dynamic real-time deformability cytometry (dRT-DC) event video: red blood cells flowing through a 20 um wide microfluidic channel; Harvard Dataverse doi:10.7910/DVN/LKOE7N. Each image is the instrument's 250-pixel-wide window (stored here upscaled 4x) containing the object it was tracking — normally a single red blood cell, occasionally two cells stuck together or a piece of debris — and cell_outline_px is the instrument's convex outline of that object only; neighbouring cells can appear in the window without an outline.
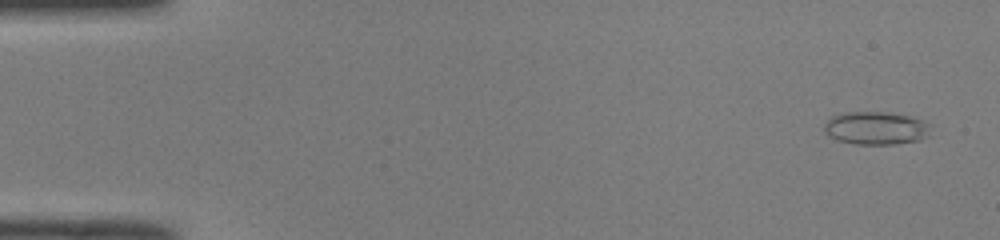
{"species": "common noctule bat (a hibernating species)", "species_latin": "Nyctalus noctula", "temperature_condition": "room temperature", "stored_images_in_passage": 51, "camera_frame_rate_fps": 3000, "um_per_image_px": 0.085, "animal": {"sex": "male", "body_mass_g": 19.0, "forearm_length_mm": 50.8}, "frame": {"image": 1, "passage_image": 3, "time_ms": 0.667, "image_size_px": [1000, 240], "cell_outline_px": [[932, 136], [920, 140], [896, 144], [856, 144], [836, 140], [828, 136], [824, 132], [824, 124], [832, 116], [844, 112], [888, 112], [912, 116], [932, 124]], "centroid_in_image_um": [74.52, 10.89], "position_along_channel_um": 10.5, "area_um2": 21.04}}
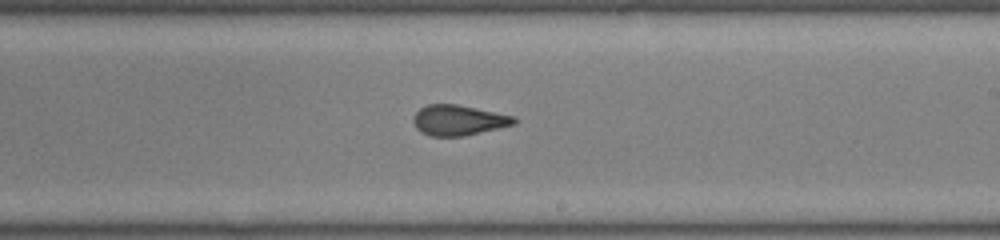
{"frame": {"image": 2, "passage_image": 31, "time_ms": 10.0, "image_size_px": [1000, 240], "cell_outline_px": [[516, 124], [464, 136], [432, 136], [420, 132], [416, 128], [412, 120], [412, 116], [420, 108], [428, 104], [456, 104], [516, 116]], "centroid_in_image_um": [38.96, 10.21], "position_along_channel_um": 250.0, "area_um2": 17.92}}
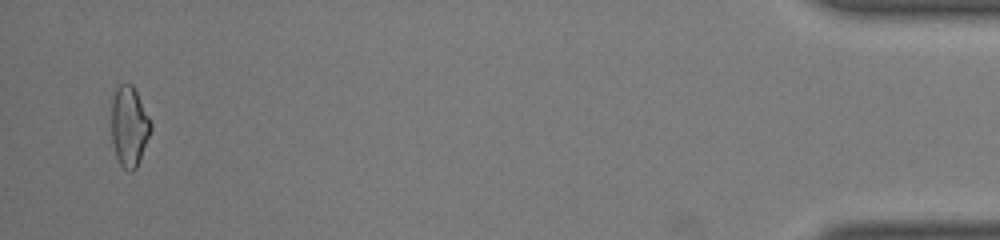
{"frame": {"image": 3, "passage_image": 50, "time_ms": 16.333, "image_size_px": [1000, 240], "cell_outline_px": [[152, 128], [140, 160], [136, 168], [132, 172], [128, 172], [120, 164], [116, 156], [112, 140], [112, 100], [116, 88], [120, 84], [132, 84], [152, 124]], "centroid_in_image_um": [10.98, 10.77], "position_along_channel_um": 424.2, "area_um2": 18.21}, "authors_computed_cell_mechanics": {"area_um2": 18.3804, "velocity_mm_per_s": 4.0412, "shape_relaxation_time_tau1_ms": null, "shape_relaxation_time_tau2_ms": 1.1644, "deformation_change_tau1": null, "deformation_change_tau2": 0.0845}}